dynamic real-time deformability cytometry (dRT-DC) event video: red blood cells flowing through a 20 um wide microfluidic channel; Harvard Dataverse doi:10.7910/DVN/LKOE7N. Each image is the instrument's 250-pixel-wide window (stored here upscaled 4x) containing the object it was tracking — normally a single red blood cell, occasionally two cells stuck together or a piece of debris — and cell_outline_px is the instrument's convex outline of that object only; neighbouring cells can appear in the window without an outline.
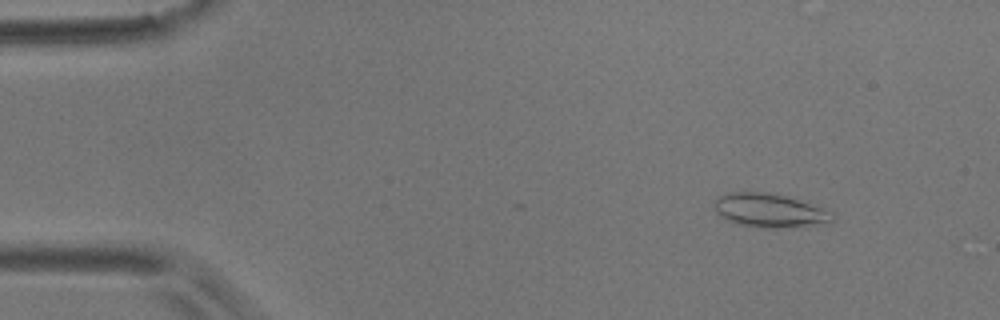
{"species": "common noctule bat (a hibernating species)", "species_latin": "Nyctalus noctula", "temperature_condition": "room temperature", "stored_images_in_passage": 38, "camera_frame_rate_fps": 3000, "um_per_image_px": 0.085, "animal": {"sex": "male", "body_mass_g": 17.9}, "frame": {"image": 1, "passage_image": 2, "time_ms": 0.333, "image_size_px": [1000, 320], "cell_outline_px": [[836, 220], [776, 228], [764, 228], [740, 224], [728, 220], [716, 212], [716, 200], [720, 196], [732, 192], [764, 192], [788, 196], [832, 212], [836, 216]], "centroid_in_image_um": [65.4, 17.87], "position_along_channel_um": 19.6, "area_um2": 22.43}}
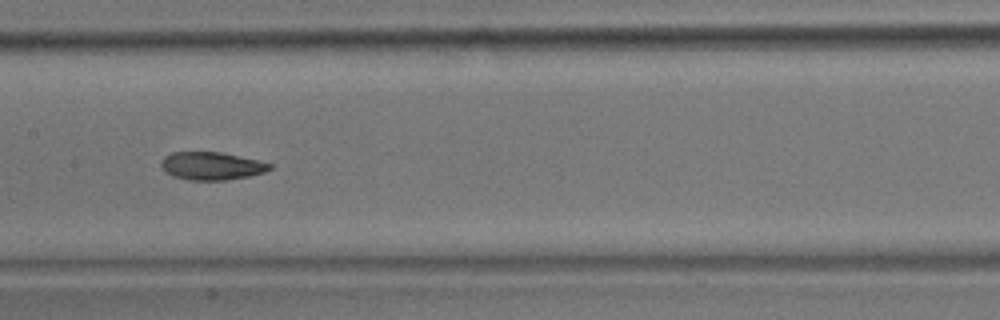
{"frame": {"image": 2, "passage_image": 23, "time_ms": 7.333, "image_size_px": [1000, 320], "cell_outline_px": [[272, 168], [264, 172], [248, 176], [228, 180], [188, 180], [172, 176], [164, 172], [160, 164], [164, 156], [172, 152], [220, 152], [260, 160], [272, 164]], "centroid_in_image_um": [17.97, 14.1], "position_along_channel_um": 189.4, "area_um2": 17.8}}
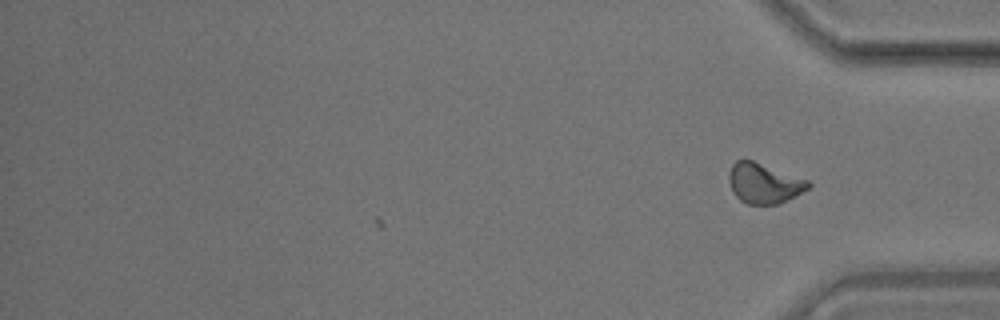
{"frame": {"image": 3, "passage_image": 38, "time_ms": 12.333, "image_size_px": [1000, 320], "cell_outline_px": [[812, 184], [808, 188], [776, 204], [748, 204], [740, 200], [732, 192], [728, 180], [728, 176], [732, 164], [736, 160], [752, 160], [808, 180]], "centroid_in_image_um": [64.88, 15.56], "position_along_channel_um": 370.3, "area_um2": 18.21}, "authors_computed_cell_mechanics": {"area_um2": 18.3226, "velocity_mm_per_s": 3.6423, "shape_relaxation_time_tau1_ms": 6.6479, "shape_relaxation_time_tau2_ms": 3.1283, "deformation_change_tau1": 0.1692, "deformation_change_tau2": 0.0933}}